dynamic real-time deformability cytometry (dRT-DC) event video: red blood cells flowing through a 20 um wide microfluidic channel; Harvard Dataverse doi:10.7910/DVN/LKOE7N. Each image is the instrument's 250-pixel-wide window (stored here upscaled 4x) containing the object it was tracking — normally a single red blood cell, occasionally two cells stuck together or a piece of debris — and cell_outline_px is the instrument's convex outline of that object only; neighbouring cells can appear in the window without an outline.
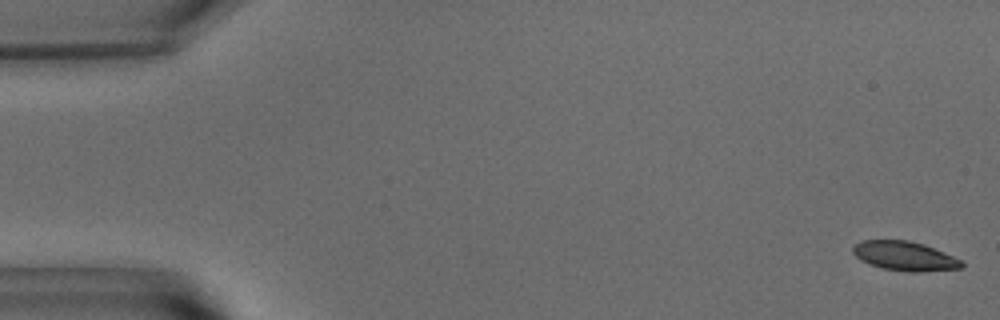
{"species": "common noctule bat (a hibernating species)", "species_latin": "Nyctalus noctula", "temperature_condition": "warm", "stored_images_in_passage": 54, "camera_frame_rate_fps": 3000, "um_per_image_px": 0.085, "animal": {"sex": "male", "body_mass_g": 15.6}, "frame": {"image": 1, "passage_image": 1, "time_ms": 0.0, "image_size_px": [1000, 320], "cell_outline_px": [[964, 264], [960, 268], [916, 272], [908, 272], [880, 268], [868, 264], [860, 260], [852, 252], [852, 248], [860, 240], [908, 240], [924, 244], [964, 260]], "centroid_in_image_um": [76.89, 21.76], "position_along_channel_um": 8.1, "area_um2": 18.73}}
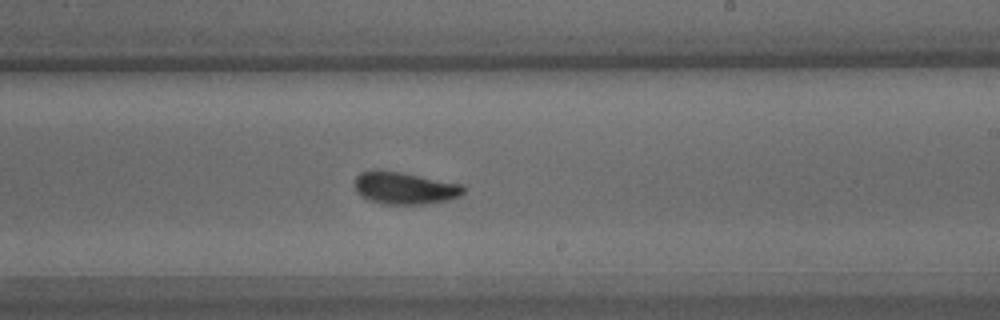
{"frame": {"image": 2, "passage_image": 32, "time_ms": 10.333, "image_size_px": [1000, 320], "cell_outline_px": [[464, 192], [460, 196], [448, 200], [428, 204], [384, 204], [360, 196], [356, 192], [356, 176], [360, 172], [372, 168], [400, 172], [464, 184]], "centroid_in_image_um": [34.4, 15.97], "position_along_channel_um": 254.6, "area_um2": 20.63}}
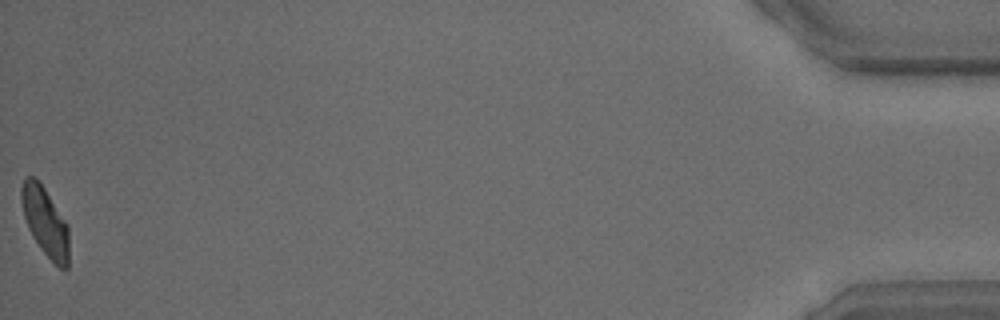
{"frame": {"image": 3, "passage_image": 54, "time_ms": 17.667, "image_size_px": [1000, 320], "cell_outline_px": [[68, 268], [60, 268], [40, 248], [32, 236], [28, 228], [24, 216], [20, 200], [20, 188], [24, 176], [36, 176], [68, 224]], "centroid_in_image_um": [3.81, 18.78], "position_along_channel_um": 431.4, "area_um2": 19.13}, "authors_computed_cell_mechanics": {"area_um2": 19.7098, "velocity_mm_per_s": 3.7531, "shape_relaxation_time_tau1_ms": 3.0425, "shape_relaxation_time_tau2_ms": 1.1816, "deformation_change_tau1": 0.1338, "deformation_change_tau2": 0.0665}}